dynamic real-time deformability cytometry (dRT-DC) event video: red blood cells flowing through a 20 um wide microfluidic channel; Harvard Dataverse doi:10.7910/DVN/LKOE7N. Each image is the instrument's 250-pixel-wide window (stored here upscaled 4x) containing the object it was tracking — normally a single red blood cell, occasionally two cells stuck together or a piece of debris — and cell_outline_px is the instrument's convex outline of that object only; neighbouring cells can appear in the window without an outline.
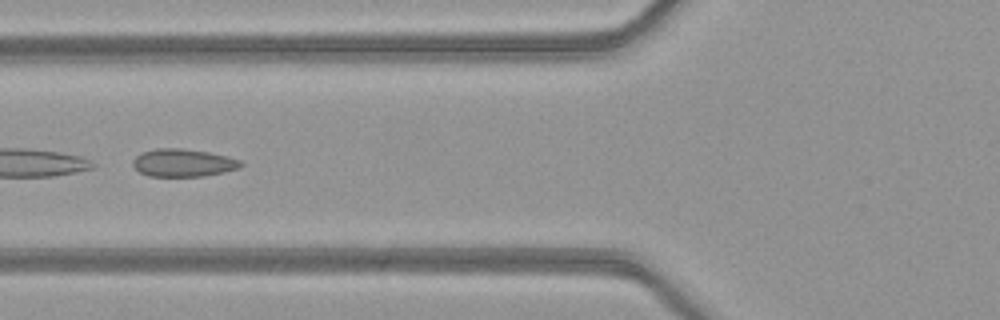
{"species": "common noctule bat (a hibernating species)", "species_latin": "Nyctalus noctula", "temperature_condition": "warm", "stored_images_in_passage": 50, "camera_frame_rate_fps": 3000, "um_per_image_px": 0.085, "animal": {"sex": "female", "body_mass_g": 21.9}, "frame": {"image": 1, "passage_image": 20, "time_ms": 6.333, "image_size_px": [1000, 320], "cell_outline_px": [[244, 164], [240, 168], [224, 172], [204, 176], [148, 176], [140, 172], [132, 164], [132, 160], [140, 152], [156, 148], [180, 148], [208, 152], [228, 156], [240, 160]], "centroid_in_image_um": [15.57, 13.83], "position_along_channel_um": 110.2, "area_um2": 17.57}}
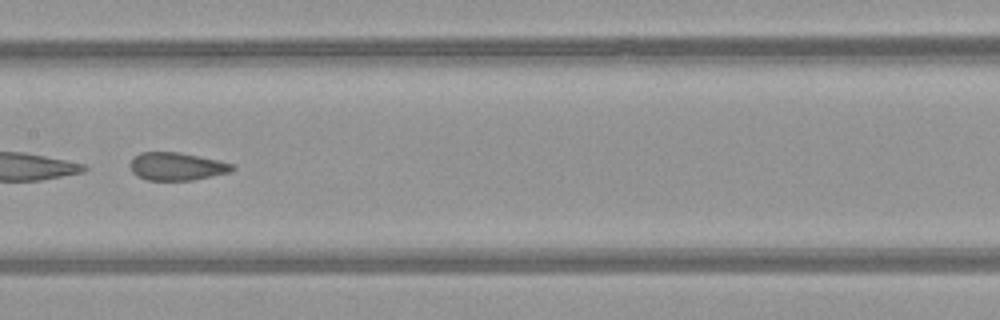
{"frame": {"image": 2, "passage_image": 26, "time_ms": 8.333, "image_size_px": [1000, 320], "cell_outline_px": [[236, 168], [232, 172], [192, 180], [148, 180], [136, 176], [132, 172], [128, 164], [140, 152], [180, 152], [236, 164]], "centroid_in_image_um": [15.05, 14.15], "position_along_channel_um": 192.4, "area_um2": 16.76}}
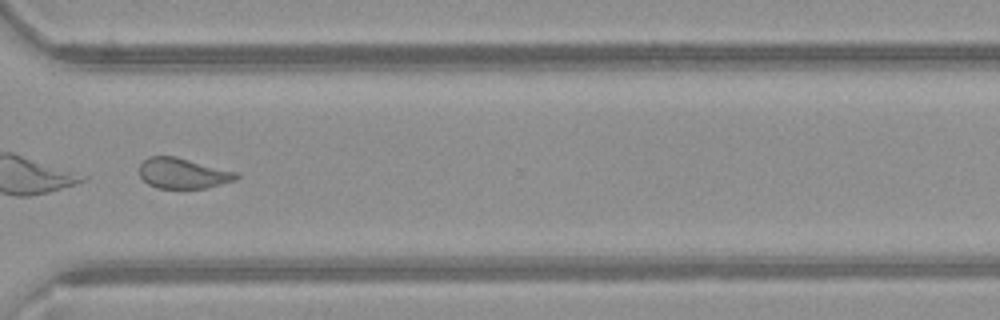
{"frame": {"image": 3, "passage_image": 38, "time_ms": 12.333, "image_size_px": [1000, 320], "cell_outline_px": [[240, 176], [236, 180], [208, 188], [156, 188], [148, 184], [140, 176], [140, 164], [148, 156], [176, 156], [236, 172]], "centroid_in_image_um": [15.55, 14.73], "position_along_channel_um": 355.1, "area_um2": 17.22}}